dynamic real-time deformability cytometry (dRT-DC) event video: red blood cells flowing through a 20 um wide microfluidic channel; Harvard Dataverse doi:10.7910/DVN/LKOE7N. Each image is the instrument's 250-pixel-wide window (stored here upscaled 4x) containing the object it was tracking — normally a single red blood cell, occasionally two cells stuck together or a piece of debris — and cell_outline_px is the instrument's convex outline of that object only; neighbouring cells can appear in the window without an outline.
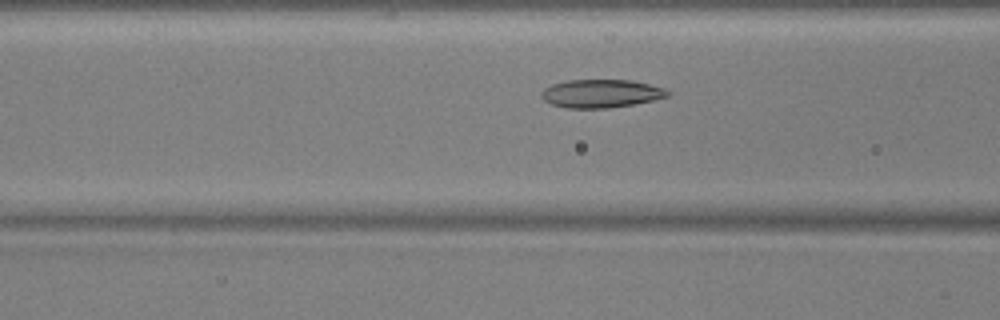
{"species": "common noctule bat (a hibernating species)", "species_latin": "Nyctalus noctula", "temperature_condition": "warm", "stored_images_in_passage": 46, "camera_frame_rate_fps": 3000, "um_per_image_px": 0.085, "animal": {"sex": "male", "body_mass_g": 17.9, "forearm_length_mm": 54.2}, "frame": {"image": 1, "passage_image": 14, "time_ms": 4.333, "image_size_px": [1000, 320], "cell_outline_px": [[668, 96], [652, 100], [632, 104], [608, 108], [568, 108], [552, 104], [544, 100], [540, 96], [540, 92], [544, 88], [552, 84], [568, 80], [632, 80], [664, 88], [668, 92]], "centroid_in_image_um": [51.04, 7.94], "position_along_channel_um": 115.6, "area_um2": 20.58}}
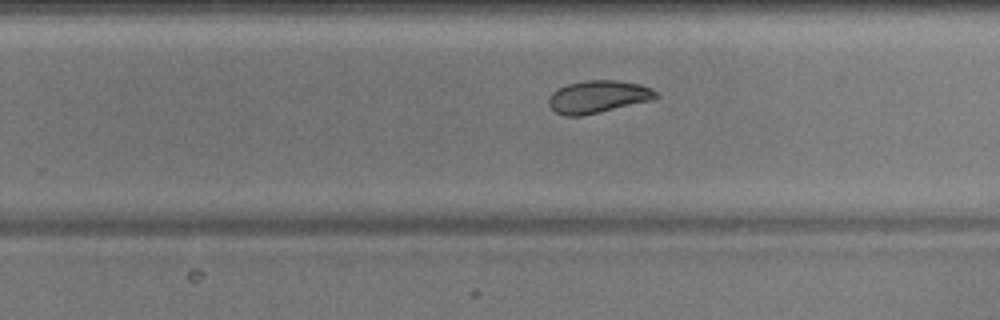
{"frame": {"image": 2, "passage_image": 27, "time_ms": 8.667, "image_size_px": [1000, 320], "cell_outline_px": [[660, 96], [656, 100], [580, 116], [564, 116], [556, 112], [548, 104], [548, 100], [552, 92], [556, 88], [568, 84], [584, 80], [616, 80], [640, 84], [652, 88]], "centroid_in_image_um": [50.86, 8.22], "position_along_channel_um": 278.9, "area_um2": 20.58}}
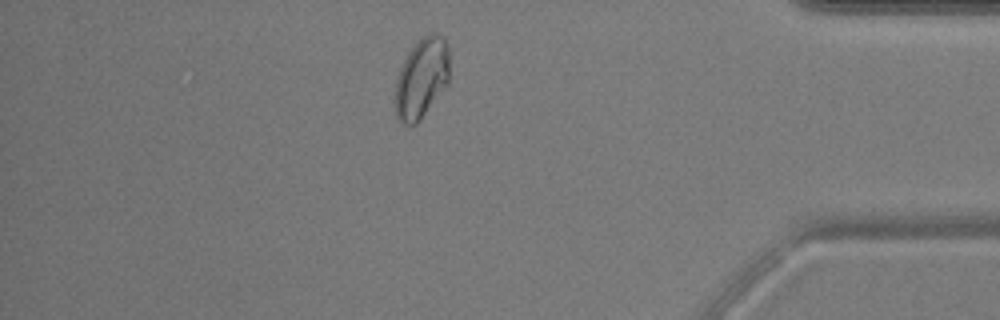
{"frame": {"image": 3, "passage_image": 39, "time_ms": 12.667, "image_size_px": [1000, 320], "cell_outline_px": [[448, 84], [420, 120], [416, 124], [404, 124], [396, 116], [396, 80], [400, 68], [408, 52], [428, 32], [440, 36], [444, 40], [448, 48]], "centroid_in_image_um": [35.84, 6.66], "position_along_channel_um": 399.4, "area_um2": 24.85}, "authors_computed_cell_mechanics": {"area_um2": 21.0103, "velocity_mm_per_s": 3.7709, "shape_relaxation_time_tau1_ms": null, "shape_relaxation_time_tau2_ms": 3.1178, "deformation_change_tau1": null, "deformation_change_tau2": 0.0711}}